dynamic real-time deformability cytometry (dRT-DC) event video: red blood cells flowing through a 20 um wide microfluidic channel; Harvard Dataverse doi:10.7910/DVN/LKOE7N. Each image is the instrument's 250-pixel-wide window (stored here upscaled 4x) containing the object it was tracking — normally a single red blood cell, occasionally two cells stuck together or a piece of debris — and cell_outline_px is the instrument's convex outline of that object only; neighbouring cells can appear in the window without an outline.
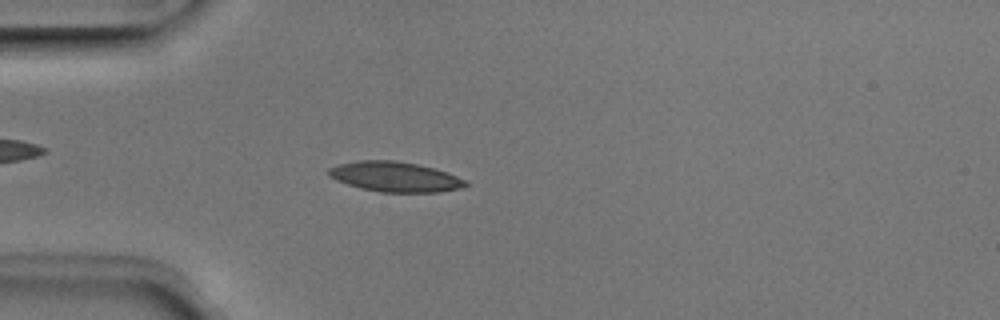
{"species": "Egyptian fruit bat (a non-hibernating species)", "species_latin": "Rousettus aegyptiacus", "temperature_condition": "room temperature", "stored_images_in_passage": 46, "camera_frame_rate_fps": 3000, "um_per_image_px": 0.085, "animal": {"sex": "male"}, "frame": {"image": 1, "passage_image": 9, "time_ms": 2.667, "image_size_px": [1000, 320], "cell_outline_px": [[468, 184], [460, 188], [440, 192], [380, 192], [360, 188], [336, 180], [328, 176], [328, 168], [340, 164], [356, 160], [396, 160], [416, 164], [448, 172], [468, 180]], "centroid_in_image_um": [33.58, 15.02], "position_along_channel_um": 51.4, "area_um2": 24.04}}
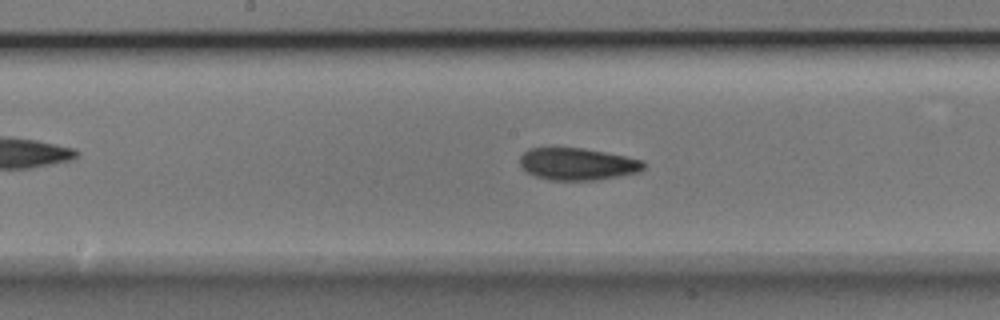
{"frame": {"image": 2, "passage_image": 21, "time_ms": 6.667, "image_size_px": [1000, 320], "cell_outline_px": [[648, 164], [640, 172], [592, 180], [548, 180], [536, 176], [528, 172], [520, 164], [520, 156], [528, 148], [584, 148], [644, 160]], "centroid_in_image_um": [49.11, 13.94], "position_along_channel_um": 199.1, "area_um2": 23.06}}
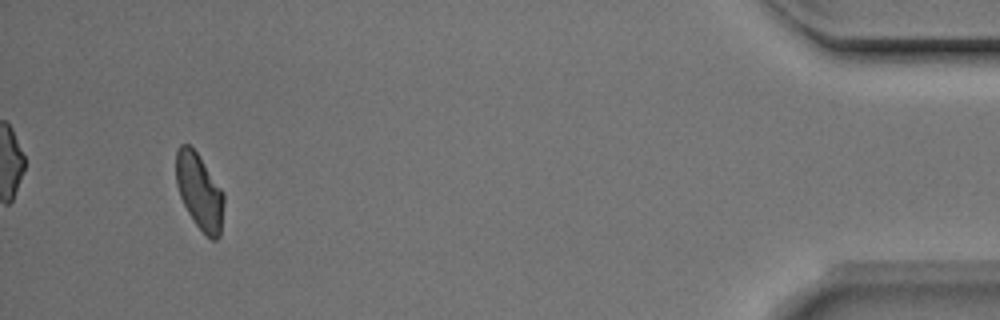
{"frame": {"image": 3, "passage_image": 43, "time_ms": 14.0, "image_size_px": [1000, 320], "cell_outline_px": [[224, 200], [220, 236], [216, 240], [212, 240], [196, 224], [188, 212], [180, 196], [176, 184], [176, 152], [180, 144], [188, 144], [196, 152], [224, 192]], "centroid_in_image_um": [16.95, 16.28], "position_along_channel_um": 418.2, "area_um2": 20.87}, "authors_computed_cell_mechanics": {"area_um2": 22.3686, "velocity_mm_per_s": 3.9703, "shape_relaxation_time_tau1_ms": 8.5629, "shape_relaxation_time_tau2_ms": 4.305, "deformation_change_tau1": 0.1919, "deformation_change_tau2": 0.0994}}